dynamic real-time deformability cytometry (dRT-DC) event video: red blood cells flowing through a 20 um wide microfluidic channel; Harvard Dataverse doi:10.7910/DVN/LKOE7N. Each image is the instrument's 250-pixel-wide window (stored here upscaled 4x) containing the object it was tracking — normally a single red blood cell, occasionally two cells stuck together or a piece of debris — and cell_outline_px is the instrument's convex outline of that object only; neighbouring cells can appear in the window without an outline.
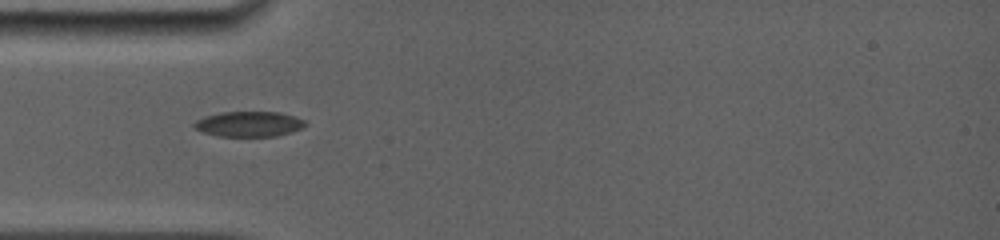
{"species": "common noctule bat (a hibernating species)", "species_latin": "Nyctalus noctula", "temperature_condition": "room temperature", "stored_images_in_passage": 17, "camera_frame_rate_fps": 5000, "um_per_image_px": 0.085, "animal": {"sex": "female", "body_mass_g": 19.0, "forearm_length_mm": 56.7}, "frame": {"image": 1, "passage_image": 1, "time_ms": 0.0, "image_size_px": [1000, 240], "cell_outline_px": [[308, 124], [304, 128], [276, 136], [216, 136], [192, 128], [192, 124], [196, 120], [204, 116], [220, 112], [280, 112], [304, 120]], "centroid_in_image_um": [21.13, 10.54], "position_along_channel_um": 63.9, "area_um2": 16.47}}
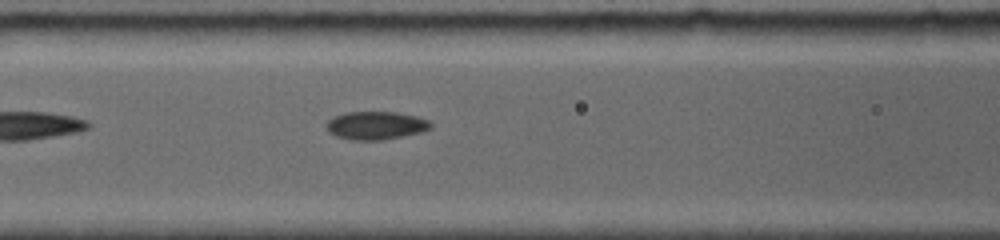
{"frame": {"image": 2, "passage_image": 12, "time_ms": 1.8, "image_size_px": [1000, 240], "cell_outline_px": [[432, 128], [420, 132], [404, 136], [380, 140], [352, 140], [336, 136], [328, 132], [324, 128], [328, 120], [332, 116], [348, 112], [396, 112], [416, 116], [428, 120], [432, 124]], "centroid_in_image_um": [31.91, 10.66], "position_along_channel_um": 134.7, "area_um2": 17.22}}
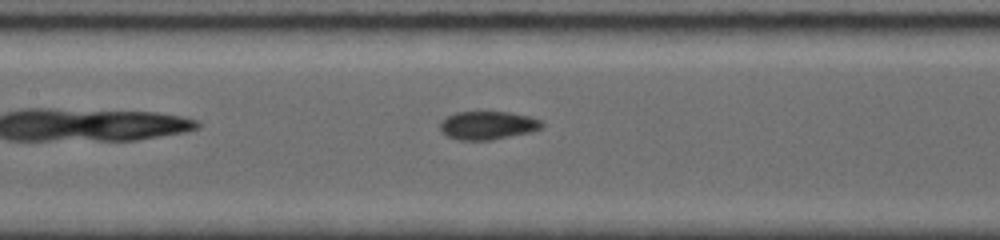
{"frame": {"image": 3, "passage_image": 17, "time_ms": 2.6, "image_size_px": [1000, 240], "cell_outline_px": [[544, 124], [540, 128], [532, 132], [492, 140], [460, 140], [448, 136], [440, 132], [440, 120], [456, 112], [508, 112], [528, 116], [540, 120]], "centroid_in_image_um": [41.43, 10.66], "position_along_channel_um": 166.0, "area_um2": 16.82}}